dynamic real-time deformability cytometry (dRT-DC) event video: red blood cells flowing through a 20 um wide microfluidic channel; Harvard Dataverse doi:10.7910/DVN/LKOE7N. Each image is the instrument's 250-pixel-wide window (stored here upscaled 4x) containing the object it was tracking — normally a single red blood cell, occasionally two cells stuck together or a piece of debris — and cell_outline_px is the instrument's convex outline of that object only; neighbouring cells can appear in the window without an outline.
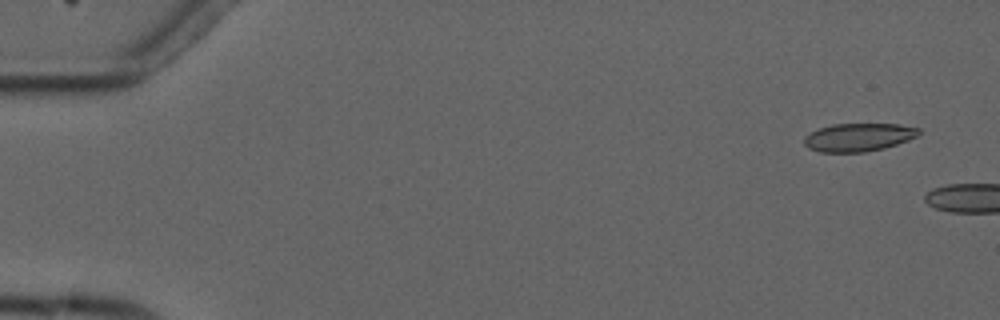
{"species": "common noctule bat (a hibernating species)", "species_latin": "Nyctalus noctula", "temperature_condition": "cold", "stored_images_in_passage": 2, "camera_frame_rate_fps": 3000, "um_per_image_px": 0.085, "animal": {"sex": "male", "forearm_length_mm": 52.5}, "frame": {"image": 1, "passage_image": 1, "time_ms": 0.0, "image_size_px": [1000, 320], "cell_outline_px": [[920, 136], [884, 148], [864, 152], [820, 152], [808, 148], [804, 144], [804, 136], [820, 128], [832, 124], [900, 124], [920, 128]], "centroid_in_image_um": [73.0, 11.66], "position_along_channel_um": 12.0, "area_um2": 18.84}}